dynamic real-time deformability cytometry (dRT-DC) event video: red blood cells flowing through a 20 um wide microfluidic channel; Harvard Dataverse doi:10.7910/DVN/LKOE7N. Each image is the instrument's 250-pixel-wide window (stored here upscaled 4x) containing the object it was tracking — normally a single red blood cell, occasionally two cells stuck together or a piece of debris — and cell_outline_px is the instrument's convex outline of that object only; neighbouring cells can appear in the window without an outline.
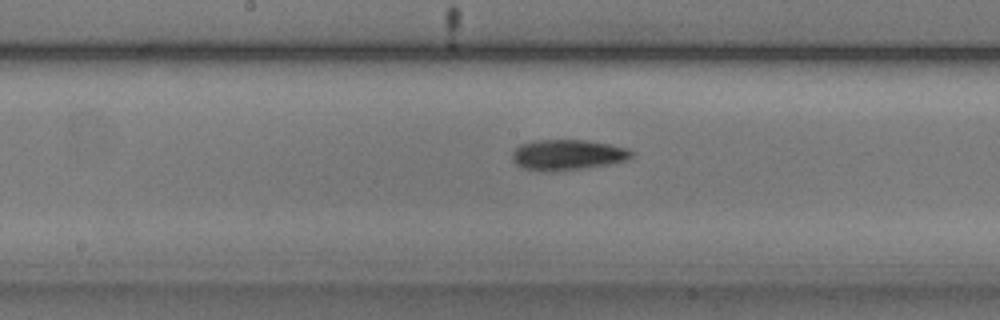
{"species": "common noctule bat (a hibernating species)", "species_latin": "Nyctalus noctula", "temperature_condition": "cold", "stored_images_in_passage": 41, "camera_frame_rate_fps": 3000, "um_per_image_px": 0.085, "animal": {"sex": "male", "body_mass_g": 20.5, "forearm_length_mm": 52.5}, "frame": {"image": 1, "passage_image": 15, "time_ms": 4.667, "image_size_px": [1000, 320], "cell_outline_px": [[632, 156], [628, 160], [612, 164], [552, 172], [540, 172], [524, 168], [516, 164], [512, 160], [512, 152], [520, 144], [536, 140], [584, 140], [608, 144], [628, 148], [632, 152]], "centroid_in_image_um": [48.22, 13.17], "position_along_channel_um": 200.0, "area_um2": 21.39}}
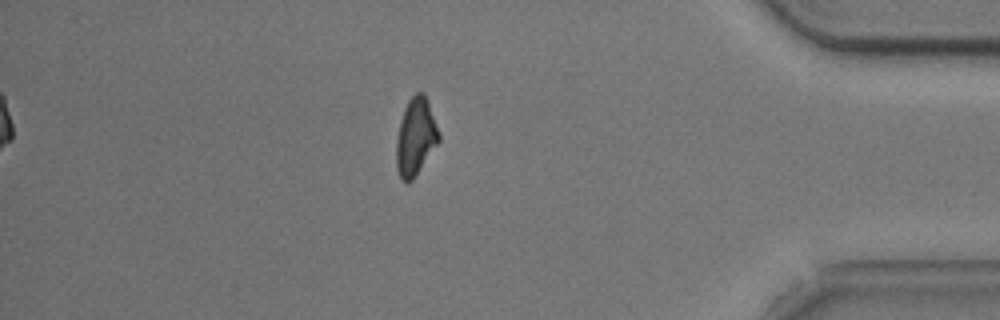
{"frame": {"image": 2, "passage_image": 34, "time_ms": 11.0, "image_size_px": [1000, 320], "cell_outline_px": [[440, 140], [412, 180], [408, 184], [400, 180], [396, 168], [396, 140], [400, 120], [404, 108], [408, 100], [416, 92], [424, 92], [428, 100], [440, 136]], "centroid_in_image_um": [35.3, 11.64], "position_along_channel_um": 399.9, "area_um2": 19.25}, "authors_computed_cell_mechanics": {"area_um2": 19.7098, "velocity_mm_per_s": 3.7449, "shape_relaxation_time_tau1_ms": 2.6954, "shape_relaxation_time_tau2_ms": null, "deformation_change_tau1": 0.1316, "deformation_change_tau2": null}}